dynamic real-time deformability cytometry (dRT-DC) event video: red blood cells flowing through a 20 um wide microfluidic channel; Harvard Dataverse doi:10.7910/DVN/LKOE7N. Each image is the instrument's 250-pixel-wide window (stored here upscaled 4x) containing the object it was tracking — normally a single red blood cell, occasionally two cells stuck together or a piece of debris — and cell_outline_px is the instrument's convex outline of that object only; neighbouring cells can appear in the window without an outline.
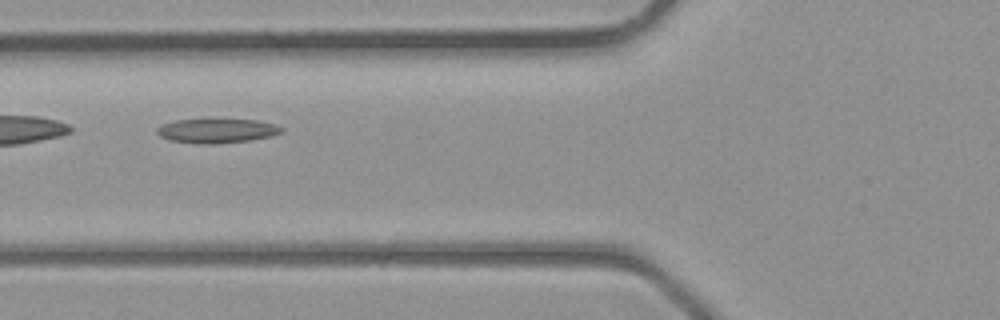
{"species": "common noctule bat (a hibernating species)", "species_latin": "Nyctalus noctula", "temperature_condition": "room temperature", "stored_images_in_passage": 28, "camera_frame_rate_fps": 3000, "um_per_image_px": 0.085, "animal": {"sex": "male", "body_mass_g": 23.1, "forearm_length_mm": 52.7}, "frame": {"image": 1, "passage_image": 5, "time_ms": 1.333, "image_size_px": [1000, 320], "cell_outline_px": [[284, 132], [272, 136], [252, 140], [216, 144], [196, 144], [172, 140], [160, 136], [156, 132], [156, 128], [164, 124], [176, 120], [212, 116], [256, 120], [272, 124], [284, 128]], "centroid_in_image_um": [18.45, 11.07], "position_along_channel_um": 107.4, "area_um2": 18.67}}